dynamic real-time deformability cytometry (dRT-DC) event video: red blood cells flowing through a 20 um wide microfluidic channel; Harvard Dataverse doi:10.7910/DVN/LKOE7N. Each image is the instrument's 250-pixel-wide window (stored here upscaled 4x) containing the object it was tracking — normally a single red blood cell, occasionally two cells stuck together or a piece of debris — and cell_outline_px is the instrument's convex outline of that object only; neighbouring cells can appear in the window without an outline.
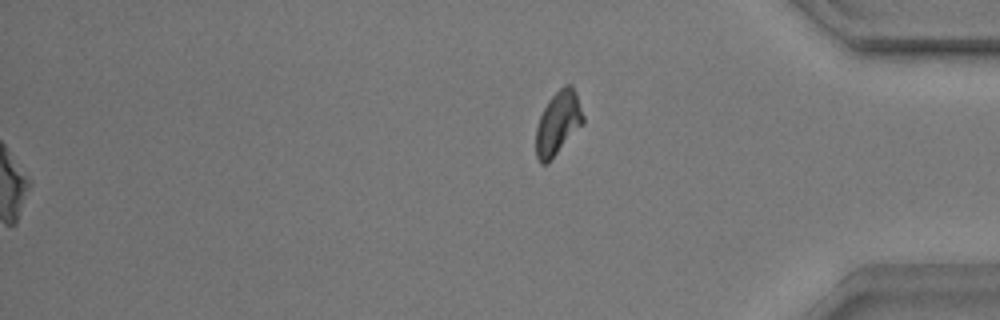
{"species": "common noctule bat (a hibernating species)", "species_latin": "Nyctalus noctula", "temperature_condition": "warm", "stored_images_in_passage": 58, "segment_of_instrument_passage": [2, 2], "camera_frame_rate_fps": 3000, "um_per_image_px": 0.085, "animal": {"sex": "male", "body_mass_g": 17.9}, "frame": {"image": 1, "passage_image": 58, "time_ms": 19.0, "image_size_px": [1000, 320], "cell_outline_px": [[584, 124], [548, 164], [540, 164], [536, 156], [536, 128], [540, 116], [548, 100], [564, 84], [572, 84], [576, 92], [584, 116]], "centroid_in_image_um": [47.45, 10.48], "position_along_channel_um": 387.8, "area_um2": 17.74}}